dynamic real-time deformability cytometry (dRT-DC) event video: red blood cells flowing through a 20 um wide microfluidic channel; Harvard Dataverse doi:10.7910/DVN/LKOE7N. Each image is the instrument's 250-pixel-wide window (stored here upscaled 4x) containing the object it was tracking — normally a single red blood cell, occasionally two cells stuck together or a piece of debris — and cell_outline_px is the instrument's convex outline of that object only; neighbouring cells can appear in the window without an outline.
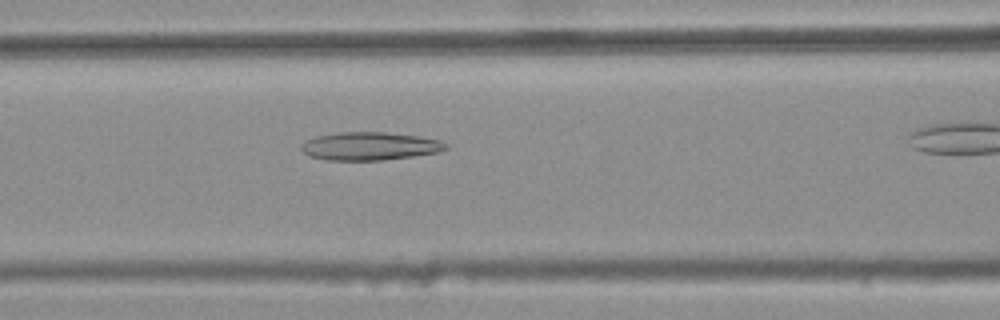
{"species": "common noctule bat (a hibernating species)", "species_latin": "Nyctalus noctula", "temperature_condition": "warm", "stored_images_in_passage": 35, "camera_frame_rate_fps": 3000, "um_per_image_px": 0.085, "animal": {"sex": "female", "body_mass_g": 25.1}, "frame": {"image": 1, "passage_image": 15, "time_ms": 4.667, "image_size_px": [1000, 320], "cell_outline_px": [[448, 148], [436, 152], [412, 156], [380, 160], [324, 160], [308, 156], [300, 148], [300, 144], [304, 140], [316, 136], [340, 132], [388, 132], [420, 136], [440, 140], [448, 144]], "centroid_in_image_um": [31.39, 12.41], "position_along_channel_um": 135.2, "area_um2": 23.81}}
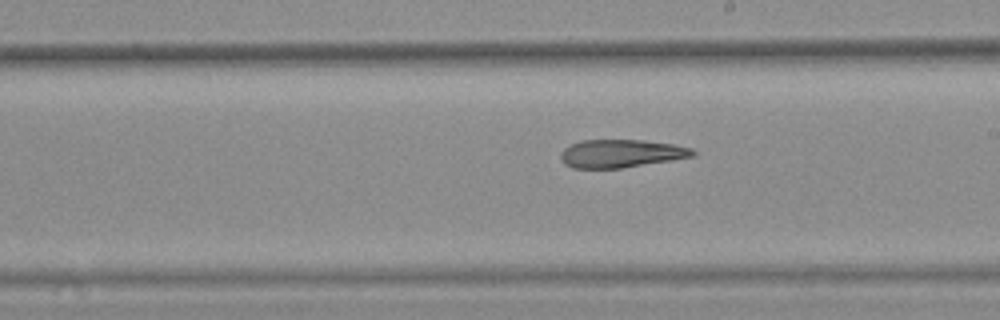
{"frame": {"image": 2, "passage_image": 23, "time_ms": 7.333, "image_size_px": [1000, 320], "cell_outline_px": [[696, 156], [672, 160], [620, 168], [572, 168], [564, 164], [560, 160], [560, 152], [564, 148], [580, 140], [644, 140], [672, 144], [692, 148], [696, 152]], "centroid_in_image_um": [52.77, 13.05], "position_along_channel_um": 236.2, "area_um2": 21.68}}
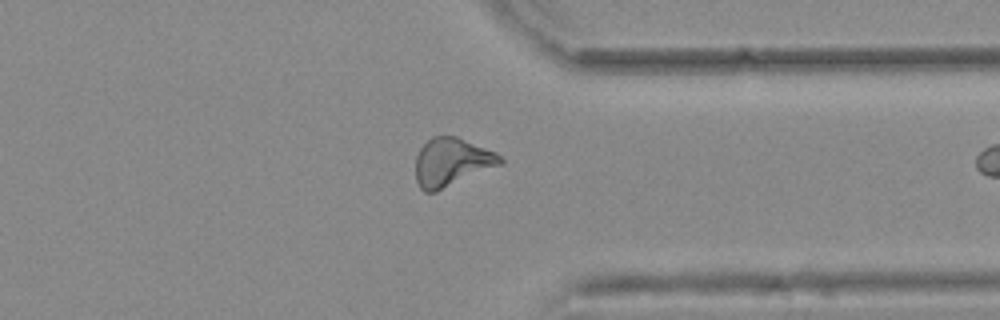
{"frame": {"image": 3, "passage_image": 34, "time_ms": 11.0, "image_size_px": [1000, 320], "cell_outline_px": [[504, 164], [436, 192], [424, 192], [420, 188], [416, 180], [416, 156], [420, 148], [432, 136], [456, 136], [496, 152], [504, 160]], "centroid_in_image_um": [38.41, 13.8], "position_along_channel_um": 373.0, "area_um2": 23.99}}